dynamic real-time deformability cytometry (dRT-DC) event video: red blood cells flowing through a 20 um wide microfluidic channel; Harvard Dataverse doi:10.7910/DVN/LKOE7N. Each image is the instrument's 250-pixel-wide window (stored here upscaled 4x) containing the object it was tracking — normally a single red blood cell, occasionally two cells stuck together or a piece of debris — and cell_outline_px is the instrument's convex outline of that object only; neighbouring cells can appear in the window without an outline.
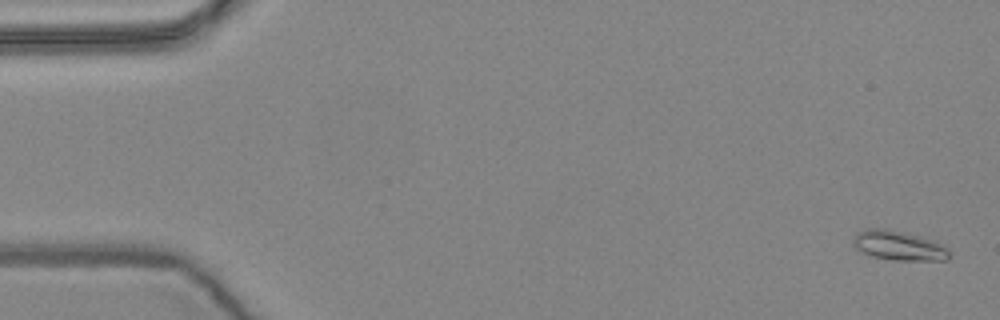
{"species": "common noctule bat (a hibernating species)", "species_latin": "Nyctalus noctula", "temperature_condition": "warm", "stored_images_in_passage": 5, "camera_frame_rate_fps": 3000, "um_per_image_px": 0.085, "animal": {"sex": "female", "body_mass_g": 24.6, "forearm_length_mm": 56.2}, "frame": {"image": 1, "passage_image": 1, "time_ms": 0.0, "image_size_px": [1000, 320], "cell_outline_px": [[952, 256], [948, 260], [892, 260], [872, 256], [856, 248], [852, 244], [852, 240], [856, 232], [864, 228], [884, 228], [904, 232], [936, 240], [948, 248], [952, 252]], "centroid_in_image_um": [76.43, 20.86], "position_along_channel_um": 8.6, "area_um2": 16.94}}